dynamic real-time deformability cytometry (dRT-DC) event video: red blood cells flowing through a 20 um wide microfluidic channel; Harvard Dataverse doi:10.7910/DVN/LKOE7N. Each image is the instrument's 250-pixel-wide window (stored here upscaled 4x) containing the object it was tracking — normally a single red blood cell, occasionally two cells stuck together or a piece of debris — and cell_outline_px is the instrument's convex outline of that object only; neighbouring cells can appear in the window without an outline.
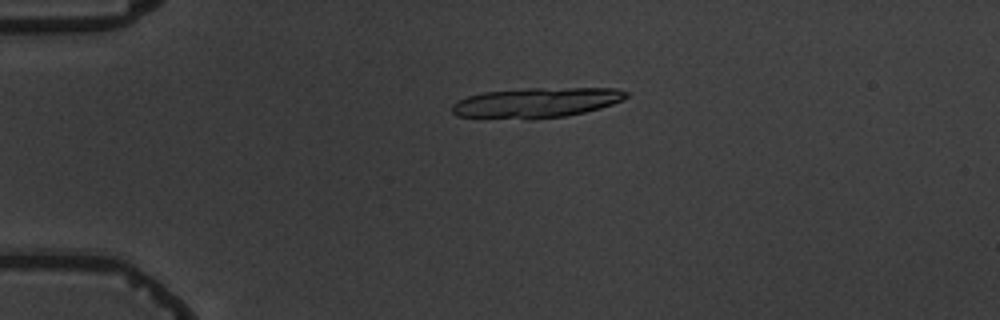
{"species": "common noctule bat (a hibernating species)", "species_latin": "Nyctalus noctula", "temperature_condition": "warm", "stored_images_in_passage": 2, "camera_frame_rate_fps": 3000, "um_per_image_px": 0.085, "animal": {"sex": "male", "body_mass_g": 19.5, "forearm_length_mm": 54.6}, "frame": {"image": 1, "passage_image": 1, "time_ms": 0.0, "image_size_px": [1000, 320], "cell_outline_px": [[628, 96], [624, 100], [600, 108], [584, 112], [564, 116], [532, 120], [528, 120], [456, 116], [452, 112], [452, 104], [456, 100], [468, 96], [484, 92], [524, 88], [616, 88], [628, 92]], "centroid_in_image_um": [45.57, 8.73], "position_along_channel_um": 39.4, "area_um2": 30.87}}